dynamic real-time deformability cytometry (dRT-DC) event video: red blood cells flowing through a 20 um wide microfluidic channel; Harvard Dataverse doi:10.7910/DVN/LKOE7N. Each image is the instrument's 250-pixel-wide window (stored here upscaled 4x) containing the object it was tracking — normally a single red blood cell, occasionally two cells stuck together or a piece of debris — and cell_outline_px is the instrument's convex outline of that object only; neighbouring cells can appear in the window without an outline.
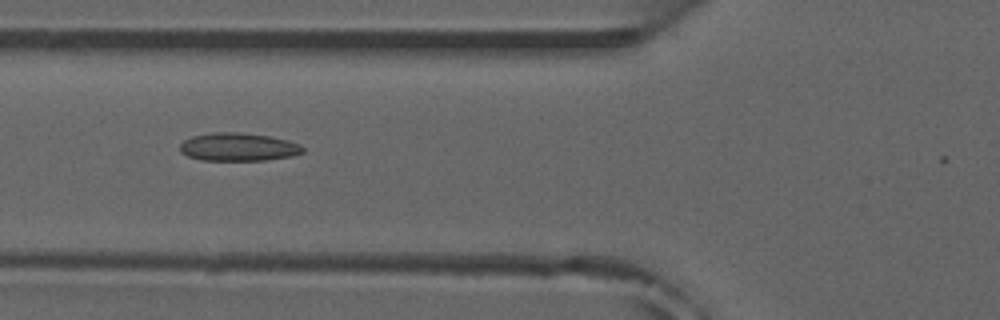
{"species": "common noctule bat (a hibernating species)", "species_latin": "Nyctalus noctula", "temperature_condition": "room temperature", "stored_images_in_passage": 32, "camera_frame_rate_fps": 3000, "um_per_image_px": 0.085, "animal": {"sex": "male", "forearm_length_mm": 52.5}, "frame": {"image": 1, "passage_image": 5, "time_ms": 1.333, "image_size_px": [1000, 320], "cell_outline_px": [[304, 152], [292, 156], [264, 160], [200, 160], [188, 156], [180, 152], [180, 144], [184, 140], [192, 136], [212, 132], [236, 132], [268, 136], [288, 140], [300, 144], [304, 148]], "centroid_in_image_um": [20.24, 12.49], "position_along_channel_um": 105.6, "area_um2": 20.11}, "authors_computed_cell_mechanics": {"area_um2": 19.1318, "velocity_mm_per_s": 3.9184, "shape_relaxation_time_tau1_ms": null, "shape_relaxation_time_tau2_ms": 2.6763, "deformation_change_tau1": null, "deformation_change_tau2": 0.107}}